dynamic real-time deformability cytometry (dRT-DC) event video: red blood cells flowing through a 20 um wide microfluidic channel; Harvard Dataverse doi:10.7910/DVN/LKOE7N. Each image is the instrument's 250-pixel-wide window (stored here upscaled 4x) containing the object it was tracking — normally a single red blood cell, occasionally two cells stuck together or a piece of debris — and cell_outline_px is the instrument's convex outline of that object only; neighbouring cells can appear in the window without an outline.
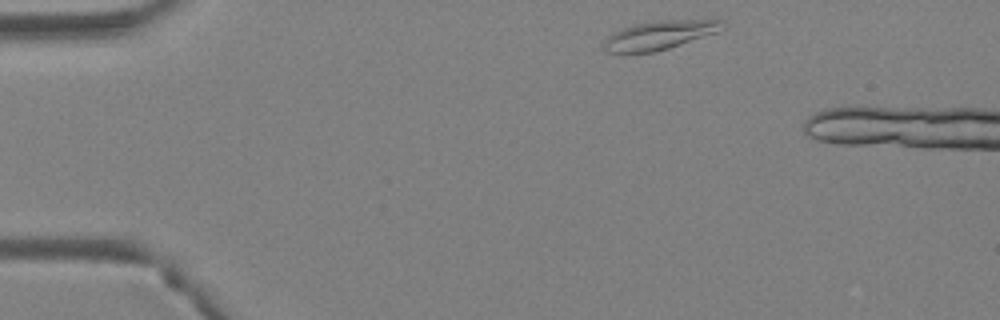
{"species": "Egyptian fruit bat (a non-hibernating species)", "species_latin": "Rousettus aegyptiacus", "temperature_condition": "warm", "stored_images_in_passage": 3, "camera_frame_rate_fps": 3000, "um_per_image_px": 0.085, "animal": {"sex": "female"}, "frame": {"image": 1, "passage_image": 1, "time_ms": 0.0, "image_size_px": [1000, 320], "cell_outline_px": [[724, 28], [716, 32], [656, 52], [620, 56], [604, 52], [604, 40], [612, 32], [636, 24], [660, 20], [712, 16], [724, 20]], "centroid_in_image_um": [56.08, 2.97], "position_along_channel_um": 28.9, "area_um2": 21.15}}